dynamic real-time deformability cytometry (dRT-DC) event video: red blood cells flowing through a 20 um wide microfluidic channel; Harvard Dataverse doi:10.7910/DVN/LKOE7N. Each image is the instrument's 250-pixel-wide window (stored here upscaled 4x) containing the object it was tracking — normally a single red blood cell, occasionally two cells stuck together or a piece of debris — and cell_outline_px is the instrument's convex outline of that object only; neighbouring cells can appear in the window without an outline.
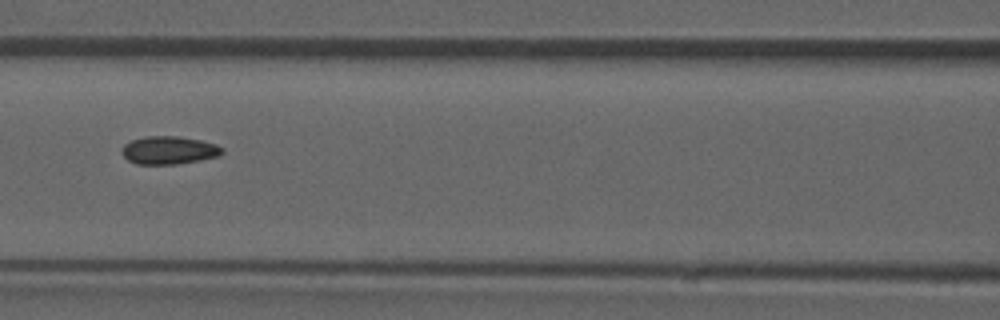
{"species": "common noctule bat (a hibernating species)", "species_latin": "Nyctalus noctula", "temperature_condition": "room temperature", "stored_images_in_passage": 52, "camera_frame_rate_fps": 3000, "um_per_image_px": 0.085, "animal": {"sex": "male", "forearm_length_mm": 52.5}, "frame": {"image": 1, "passage_image": 23, "time_ms": 7.333, "image_size_px": [1000, 320], "cell_outline_px": [[224, 152], [216, 156], [200, 160], [176, 164], [136, 164], [128, 160], [120, 152], [120, 148], [124, 144], [132, 140], [148, 136], [180, 136], [200, 140], [216, 144], [224, 148]], "centroid_in_image_um": [14.34, 12.76], "position_along_channel_um": 152.3, "area_um2": 16.42}, "authors_computed_cell_mechanics": {"area_um2": 16.2996, "velocity_mm_per_s": 3.9285, "shape_relaxation_time_tau1_ms": null, "shape_relaxation_time_tau2_ms": 3.5622, "deformation_change_tau1": null, "deformation_change_tau2": 0.085}}